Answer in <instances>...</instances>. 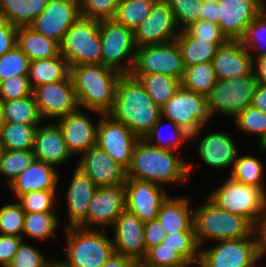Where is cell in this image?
<instances>
[{"label": "cell", "mask_w": 266, "mask_h": 267, "mask_svg": "<svg viewBox=\"0 0 266 267\" xmlns=\"http://www.w3.org/2000/svg\"><path fill=\"white\" fill-rule=\"evenodd\" d=\"M192 169L193 164L179 157L177 151L153 147L144 139H139L134 146L126 177L162 186L187 182Z\"/></svg>", "instance_id": "6da1fadb"}, {"label": "cell", "mask_w": 266, "mask_h": 267, "mask_svg": "<svg viewBox=\"0 0 266 267\" xmlns=\"http://www.w3.org/2000/svg\"><path fill=\"white\" fill-rule=\"evenodd\" d=\"M108 114L126 125L139 139H144L161 117L160 107L153 103L142 84L131 74L120 77L114 104Z\"/></svg>", "instance_id": "7a4b0ae2"}, {"label": "cell", "mask_w": 266, "mask_h": 267, "mask_svg": "<svg viewBox=\"0 0 266 267\" xmlns=\"http://www.w3.org/2000/svg\"><path fill=\"white\" fill-rule=\"evenodd\" d=\"M121 73L103 64L70 67V77L79 107L98 114H108L114 104Z\"/></svg>", "instance_id": "3957f363"}, {"label": "cell", "mask_w": 266, "mask_h": 267, "mask_svg": "<svg viewBox=\"0 0 266 267\" xmlns=\"http://www.w3.org/2000/svg\"><path fill=\"white\" fill-rule=\"evenodd\" d=\"M193 225L200 248L207 240L240 239L257 230L246 218L218 208L209 199L194 209Z\"/></svg>", "instance_id": "277c9868"}, {"label": "cell", "mask_w": 266, "mask_h": 267, "mask_svg": "<svg viewBox=\"0 0 266 267\" xmlns=\"http://www.w3.org/2000/svg\"><path fill=\"white\" fill-rule=\"evenodd\" d=\"M218 208L246 218L256 229L266 209V193L259 187L227 178L207 197Z\"/></svg>", "instance_id": "5b68a950"}, {"label": "cell", "mask_w": 266, "mask_h": 267, "mask_svg": "<svg viewBox=\"0 0 266 267\" xmlns=\"http://www.w3.org/2000/svg\"><path fill=\"white\" fill-rule=\"evenodd\" d=\"M66 259L70 267H101L114 253L112 239L101 229L72 227L65 230Z\"/></svg>", "instance_id": "8992f818"}, {"label": "cell", "mask_w": 266, "mask_h": 267, "mask_svg": "<svg viewBox=\"0 0 266 267\" xmlns=\"http://www.w3.org/2000/svg\"><path fill=\"white\" fill-rule=\"evenodd\" d=\"M259 80L254 71L246 76L218 80L206 96L210 117L214 114L233 119L252 103Z\"/></svg>", "instance_id": "52a82bcc"}, {"label": "cell", "mask_w": 266, "mask_h": 267, "mask_svg": "<svg viewBox=\"0 0 266 267\" xmlns=\"http://www.w3.org/2000/svg\"><path fill=\"white\" fill-rule=\"evenodd\" d=\"M100 21L80 16L65 32L59 54L69 66L101 64Z\"/></svg>", "instance_id": "ba28073f"}, {"label": "cell", "mask_w": 266, "mask_h": 267, "mask_svg": "<svg viewBox=\"0 0 266 267\" xmlns=\"http://www.w3.org/2000/svg\"><path fill=\"white\" fill-rule=\"evenodd\" d=\"M161 117L171 120L190 136V142L198 139L210 121L206 96L180 89L163 106Z\"/></svg>", "instance_id": "9c48e42d"}, {"label": "cell", "mask_w": 266, "mask_h": 267, "mask_svg": "<svg viewBox=\"0 0 266 267\" xmlns=\"http://www.w3.org/2000/svg\"><path fill=\"white\" fill-rule=\"evenodd\" d=\"M101 64L124 74L132 72L136 45L133 30L114 19L100 21ZM123 61H125V64Z\"/></svg>", "instance_id": "30bf717a"}, {"label": "cell", "mask_w": 266, "mask_h": 267, "mask_svg": "<svg viewBox=\"0 0 266 267\" xmlns=\"http://www.w3.org/2000/svg\"><path fill=\"white\" fill-rule=\"evenodd\" d=\"M260 261L257 230L250 236L233 240L217 241V244L200 248V267H252Z\"/></svg>", "instance_id": "8fae6325"}, {"label": "cell", "mask_w": 266, "mask_h": 267, "mask_svg": "<svg viewBox=\"0 0 266 267\" xmlns=\"http://www.w3.org/2000/svg\"><path fill=\"white\" fill-rule=\"evenodd\" d=\"M185 71L177 41L136 48L135 63L130 74L161 73L181 80Z\"/></svg>", "instance_id": "7c38bea8"}, {"label": "cell", "mask_w": 266, "mask_h": 267, "mask_svg": "<svg viewBox=\"0 0 266 267\" xmlns=\"http://www.w3.org/2000/svg\"><path fill=\"white\" fill-rule=\"evenodd\" d=\"M99 116L96 145L127 171L139 138L126 125L114 120L109 114Z\"/></svg>", "instance_id": "4fadbf2b"}, {"label": "cell", "mask_w": 266, "mask_h": 267, "mask_svg": "<svg viewBox=\"0 0 266 267\" xmlns=\"http://www.w3.org/2000/svg\"><path fill=\"white\" fill-rule=\"evenodd\" d=\"M180 30L166 0L155 1L150 14L133 30L137 48L176 40Z\"/></svg>", "instance_id": "5bb4252c"}, {"label": "cell", "mask_w": 266, "mask_h": 267, "mask_svg": "<svg viewBox=\"0 0 266 267\" xmlns=\"http://www.w3.org/2000/svg\"><path fill=\"white\" fill-rule=\"evenodd\" d=\"M33 95L43 121H55L80 108L70 75L65 80L36 87Z\"/></svg>", "instance_id": "9a60e30c"}, {"label": "cell", "mask_w": 266, "mask_h": 267, "mask_svg": "<svg viewBox=\"0 0 266 267\" xmlns=\"http://www.w3.org/2000/svg\"><path fill=\"white\" fill-rule=\"evenodd\" d=\"M125 207V182L114 186L98 187L89 205L87 220L80 227L88 229H98V226L112 227Z\"/></svg>", "instance_id": "2e32d148"}, {"label": "cell", "mask_w": 266, "mask_h": 267, "mask_svg": "<svg viewBox=\"0 0 266 267\" xmlns=\"http://www.w3.org/2000/svg\"><path fill=\"white\" fill-rule=\"evenodd\" d=\"M218 25L228 40H241L251 21L266 7L264 0H220Z\"/></svg>", "instance_id": "e0dca14e"}, {"label": "cell", "mask_w": 266, "mask_h": 267, "mask_svg": "<svg viewBox=\"0 0 266 267\" xmlns=\"http://www.w3.org/2000/svg\"><path fill=\"white\" fill-rule=\"evenodd\" d=\"M80 16L79 0H49L44 11L29 26L60 44L65 32Z\"/></svg>", "instance_id": "ac0fdd59"}, {"label": "cell", "mask_w": 266, "mask_h": 267, "mask_svg": "<svg viewBox=\"0 0 266 267\" xmlns=\"http://www.w3.org/2000/svg\"><path fill=\"white\" fill-rule=\"evenodd\" d=\"M144 223L126 208L120 213L113 226L114 252L141 263L146 255Z\"/></svg>", "instance_id": "d6986e66"}, {"label": "cell", "mask_w": 266, "mask_h": 267, "mask_svg": "<svg viewBox=\"0 0 266 267\" xmlns=\"http://www.w3.org/2000/svg\"><path fill=\"white\" fill-rule=\"evenodd\" d=\"M126 209L141 221L157 219L162 202L168 197L159 184L126 178Z\"/></svg>", "instance_id": "ffe728a7"}, {"label": "cell", "mask_w": 266, "mask_h": 267, "mask_svg": "<svg viewBox=\"0 0 266 267\" xmlns=\"http://www.w3.org/2000/svg\"><path fill=\"white\" fill-rule=\"evenodd\" d=\"M66 192L67 220L66 229L80 227L86 220L89 205L98 188L83 170L76 166Z\"/></svg>", "instance_id": "44dd1931"}, {"label": "cell", "mask_w": 266, "mask_h": 267, "mask_svg": "<svg viewBox=\"0 0 266 267\" xmlns=\"http://www.w3.org/2000/svg\"><path fill=\"white\" fill-rule=\"evenodd\" d=\"M77 166L98 187L114 186L126 182V170L98 145L83 153Z\"/></svg>", "instance_id": "7402d4cb"}, {"label": "cell", "mask_w": 266, "mask_h": 267, "mask_svg": "<svg viewBox=\"0 0 266 267\" xmlns=\"http://www.w3.org/2000/svg\"><path fill=\"white\" fill-rule=\"evenodd\" d=\"M79 108L66 116L55 120L60 126L64 140L71 154L80 156L96 145L97 124L92 122L88 114Z\"/></svg>", "instance_id": "603a6c76"}, {"label": "cell", "mask_w": 266, "mask_h": 267, "mask_svg": "<svg viewBox=\"0 0 266 267\" xmlns=\"http://www.w3.org/2000/svg\"><path fill=\"white\" fill-rule=\"evenodd\" d=\"M37 126L33 153L35 159L52 166L66 163L73 155L64 140V135L56 121Z\"/></svg>", "instance_id": "cb8c5ba5"}, {"label": "cell", "mask_w": 266, "mask_h": 267, "mask_svg": "<svg viewBox=\"0 0 266 267\" xmlns=\"http://www.w3.org/2000/svg\"><path fill=\"white\" fill-rule=\"evenodd\" d=\"M212 65L218 80L246 76L253 71L251 55L241 40H228L220 45Z\"/></svg>", "instance_id": "d4e9b609"}, {"label": "cell", "mask_w": 266, "mask_h": 267, "mask_svg": "<svg viewBox=\"0 0 266 267\" xmlns=\"http://www.w3.org/2000/svg\"><path fill=\"white\" fill-rule=\"evenodd\" d=\"M199 157L208 167L221 169L232 166L238 156V149L231 134L210 132L198 145Z\"/></svg>", "instance_id": "484cf974"}, {"label": "cell", "mask_w": 266, "mask_h": 267, "mask_svg": "<svg viewBox=\"0 0 266 267\" xmlns=\"http://www.w3.org/2000/svg\"><path fill=\"white\" fill-rule=\"evenodd\" d=\"M59 175L54 166L35 159L10 182L8 187L17 199L23 194L36 190H59L57 188L60 182Z\"/></svg>", "instance_id": "4316f807"}, {"label": "cell", "mask_w": 266, "mask_h": 267, "mask_svg": "<svg viewBox=\"0 0 266 267\" xmlns=\"http://www.w3.org/2000/svg\"><path fill=\"white\" fill-rule=\"evenodd\" d=\"M188 197H168L162 202L157 219L163 226L166 235L178 232H195L194 208ZM192 209V210H191Z\"/></svg>", "instance_id": "83f0119b"}, {"label": "cell", "mask_w": 266, "mask_h": 267, "mask_svg": "<svg viewBox=\"0 0 266 267\" xmlns=\"http://www.w3.org/2000/svg\"><path fill=\"white\" fill-rule=\"evenodd\" d=\"M16 45L27 55L30 61L55 58L59 55V44L30 26L18 27Z\"/></svg>", "instance_id": "f1b7e54d"}, {"label": "cell", "mask_w": 266, "mask_h": 267, "mask_svg": "<svg viewBox=\"0 0 266 267\" xmlns=\"http://www.w3.org/2000/svg\"><path fill=\"white\" fill-rule=\"evenodd\" d=\"M69 75L70 66L61 54L55 58L30 61L28 78L33 90L43 84L65 80Z\"/></svg>", "instance_id": "f546056e"}, {"label": "cell", "mask_w": 266, "mask_h": 267, "mask_svg": "<svg viewBox=\"0 0 266 267\" xmlns=\"http://www.w3.org/2000/svg\"><path fill=\"white\" fill-rule=\"evenodd\" d=\"M49 0H0V18L12 25L29 26L47 7Z\"/></svg>", "instance_id": "4dcf8cb0"}, {"label": "cell", "mask_w": 266, "mask_h": 267, "mask_svg": "<svg viewBox=\"0 0 266 267\" xmlns=\"http://www.w3.org/2000/svg\"><path fill=\"white\" fill-rule=\"evenodd\" d=\"M184 66L212 62L218 46L209 40L190 37L184 30L176 38Z\"/></svg>", "instance_id": "1f68e13d"}, {"label": "cell", "mask_w": 266, "mask_h": 267, "mask_svg": "<svg viewBox=\"0 0 266 267\" xmlns=\"http://www.w3.org/2000/svg\"><path fill=\"white\" fill-rule=\"evenodd\" d=\"M131 75L138 79L153 103L159 107L173 97L181 87V80L161 73Z\"/></svg>", "instance_id": "d6a6232c"}, {"label": "cell", "mask_w": 266, "mask_h": 267, "mask_svg": "<svg viewBox=\"0 0 266 267\" xmlns=\"http://www.w3.org/2000/svg\"><path fill=\"white\" fill-rule=\"evenodd\" d=\"M2 104L5 122L24 125L43 123L33 94L20 99L2 101Z\"/></svg>", "instance_id": "836d02e7"}, {"label": "cell", "mask_w": 266, "mask_h": 267, "mask_svg": "<svg viewBox=\"0 0 266 267\" xmlns=\"http://www.w3.org/2000/svg\"><path fill=\"white\" fill-rule=\"evenodd\" d=\"M218 81L212 62L185 67L181 87L207 96Z\"/></svg>", "instance_id": "e575fe53"}, {"label": "cell", "mask_w": 266, "mask_h": 267, "mask_svg": "<svg viewBox=\"0 0 266 267\" xmlns=\"http://www.w3.org/2000/svg\"><path fill=\"white\" fill-rule=\"evenodd\" d=\"M37 126L5 122L0 131L3 149L33 150Z\"/></svg>", "instance_id": "d590c367"}, {"label": "cell", "mask_w": 266, "mask_h": 267, "mask_svg": "<svg viewBox=\"0 0 266 267\" xmlns=\"http://www.w3.org/2000/svg\"><path fill=\"white\" fill-rule=\"evenodd\" d=\"M264 165L261 160L251 155L237 156L230 175L234 181L261 188L266 193Z\"/></svg>", "instance_id": "8d00e7d4"}, {"label": "cell", "mask_w": 266, "mask_h": 267, "mask_svg": "<svg viewBox=\"0 0 266 267\" xmlns=\"http://www.w3.org/2000/svg\"><path fill=\"white\" fill-rule=\"evenodd\" d=\"M55 212H25L24 235L37 240H46L48 237H55L60 219Z\"/></svg>", "instance_id": "74e56055"}, {"label": "cell", "mask_w": 266, "mask_h": 267, "mask_svg": "<svg viewBox=\"0 0 266 267\" xmlns=\"http://www.w3.org/2000/svg\"><path fill=\"white\" fill-rule=\"evenodd\" d=\"M164 118L160 117L159 120L151 128L150 132L144 137V140L151 146L166 149L170 151H179L180 147L187 142H190V136L184 132L177 124L171 120H167L169 126L172 128V134L165 137L162 122ZM186 142V143H185Z\"/></svg>", "instance_id": "f35d334b"}, {"label": "cell", "mask_w": 266, "mask_h": 267, "mask_svg": "<svg viewBox=\"0 0 266 267\" xmlns=\"http://www.w3.org/2000/svg\"><path fill=\"white\" fill-rule=\"evenodd\" d=\"M241 42L252 61L266 55V7L247 26Z\"/></svg>", "instance_id": "ab89813d"}, {"label": "cell", "mask_w": 266, "mask_h": 267, "mask_svg": "<svg viewBox=\"0 0 266 267\" xmlns=\"http://www.w3.org/2000/svg\"><path fill=\"white\" fill-rule=\"evenodd\" d=\"M154 0H121L114 20L134 30L151 12Z\"/></svg>", "instance_id": "60d3db41"}, {"label": "cell", "mask_w": 266, "mask_h": 267, "mask_svg": "<svg viewBox=\"0 0 266 267\" xmlns=\"http://www.w3.org/2000/svg\"><path fill=\"white\" fill-rule=\"evenodd\" d=\"M162 243L177 252L189 265L199 263L200 247L195 232H178L166 235Z\"/></svg>", "instance_id": "b9f144b4"}, {"label": "cell", "mask_w": 266, "mask_h": 267, "mask_svg": "<svg viewBox=\"0 0 266 267\" xmlns=\"http://www.w3.org/2000/svg\"><path fill=\"white\" fill-rule=\"evenodd\" d=\"M35 160L33 150H6L0 156V175L10 182Z\"/></svg>", "instance_id": "7bdbcfd3"}, {"label": "cell", "mask_w": 266, "mask_h": 267, "mask_svg": "<svg viewBox=\"0 0 266 267\" xmlns=\"http://www.w3.org/2000/svg\"><path fill=\"white\" fill-rule=\"evenodd\" d=\"M236 128L241 132L255 134L260 145L266 138V113L253 106L246 107L234 119Z\"/></svg>", "instance_id": "ee69618b"}, {"label": "cell", "mask_w": 266, "mask_h": 267, "mask_svg": "<svg viewBox=\"0 0 266 267\" xmlns=\"http://www.w3.org/2000/svg\"><path fill=\"white\" fill-rule=\"evenodd\" d=\"M30 60L15 45L0 57V82L13 76L28 75Z\"/></svg>", "instance_id": "f6af8a7d"}, {"label": "cell", "mask_w": 266, "mask_h": 267, "mask_svg": "<svg viewBox=\"0 0 266 267\" xmlns=\"http://www.w3.org/2000/svg\"><path fill=\"white\" fill-rule=\"evenodd\" d=\"M141 264L145 267H189L190 265L175 251L160 243L146 252Z\"/></svg>", "instance_id": "bcb514c9"}, {"label": "cell", "mask_w": 266, "mask_h": 267, "mask_svg": "<svg viewBox=\"0 0 266 267\" xmlns=\"http://www.w3.org/2000/svg\"><path fill=\"white\" fill-rule=\"evenodd\" d=\"M180 31L200 20L202 0H166Z\"/></svg>", "instance_id": "7dc6e473"}, {"label": "cell", "mask_w": 266, "mask_h": 267, "mask_svg": "<svg viewBox=\"0 0 266 267\" xmlns=\"http://www.w3.org/2000/svg\"><path fill=\"white\" fill-rule=\"evenodd\" d=\"M25 212L20 203H9L1 207L0 234L23 236Z\"/></svg>", "instance_id": "c3c4849f"}, {"label": "cell", "mask_w": 266, "mask_h": 267, "mask_svg": "<svg viewBox=\"0 0 266 267\" xmlns=\"http://www.w3.org/2000/svg\"><path fill=\"white\" fill-rule=\"evenodd\" d=\"M56 190L33 191L18 198L24 212H53L56 203Z\"/></svg>", "instance_id": "681fc988"}, {"label": "cell", "mask_w": 266, "mask_h": 267, "mask_svg": "<svg viewBox=\"0 0 266 267\" xmlns=\"http://www.w3.org/2000/svg\"><path fill=\"white\" fill-rule=\"evenodd\" d=\"M121 0H79L80 15L94 20L113 19Z\"/></svg>", "instance_id": "f907efd6"}, {"label": "cell", "mask_w": 266, "mask_h": 267, "mask_svg": "<svg viewBox=\"0 0 266 267\" xmlns=\"http://www.w3.org/2000/svg\"><path fill=\"white\" fill-rule=\"evenodd\" d=\"M33 94L28 75L13 76L0 82V100L10 101Z\"/></svg>", "instance_id": "816d5d0a"}, {"label": "cell", "mask_w": 266, "mask_h": 267, "mask_svg": "<svg viewBox=\"0 0 266 267\" xmlns=\"http://www.w3.org/2000/svg\"><path fill=\"white\" fill-rule=\"evenodd\" d=\"M25 240L21 242L8 267H45L49 258Z\"/></svg>", "instance_id": "f5cc1de1"}, {"label": "cell", "mask_w": 266, "mask_h": 267, "mask_svg": "<svg viewBox=\"0 0 266 267\" xmlns=\"http://www.w3.org/2000/svg\"><path fill=\"white\" fill-rule=\"evenodd\" d=\"M184 31L190 37L209 40L214 42L218 47L228 41L220 26L210 21H196L185 28Z\"/></svg>", "instance_id": "db71d44e"}, {"label": "cell", "mask_w": 266, "mask_h": 267, "mask_svg": "<svg viewBox=\"0 0 266 267\" xmlns=\"http://www.w3.org/2000/svg\"><path fill=\"white\" fill-rule=\"evenodd\" d=\"M23 237L0 234V267H8Z\"/></svg>", "instance_id": "11a10c76"}, {"label": "cell", "mask_w": 266, "mask_h": 267, "mask_svg": "<svg viewBox=\"0 0 266 267\" xmlns=\"http://www.w3.org/2000/svg\"><path fill=\"white\" fill-rule=\"evenodd\" d=\"M166 232L158 219L149 220L144 223V239L146 251L164 240Z\"/></svg>", "instance_id": "9f6ffc18"}, {"label": "cell", "mask_w": 266, "mask_h": 267, "mask_svg": "<svg viewBox=\"0 0 266 267\" xmlns=\"http://www.w3.org/2000/svg\"><path fill=\"white\" fill-rule=\"evenodd\" d=\"M18 27L0 18V57L16 45Z\"/></svg>", "instance_id": "6f0895ef"}, {"label": "cell", "mask_w": 266, "mask_h": 267, "mask_svg": "<svg viewBox=\"0 0 266 267\" xmlns=\"http://www.w3.org/2000/svg\"><path fill=\"white\" fill-rule=\"evenodd\" d=\"M218 5L202 0V10L200 13V20L210 21L212 23L218 24L217 16Z\"/></svg>", "instance_id": "680465c9"}, {"label": "cell", "mask_w": 266, "mask_h": 267, "mask_svg": "<svg viewBox=\"0 0 266 267\" xmlns=\"http://www.w3.org/2000/svg\"><path fill=\"white\" fill-rule=\"evenodd\" d=\"M135 264L133 259L114 252L101 267H134Z\"/></svg>", "instance_id": "91938a15"}, {"label": "cell", "mask_w": 266, "mask_h": 267, "mask_svg": "<svg viewBox=\"0 0 266 267\" xmlns=\"http://www.w3.org/2000/svg\"><path fill=\"white\" fill-rule=\"evenodd\" d=\"M251 106L266 113V84L259 83Z\"/></svg>", "instance_id": "94428289"}, {"label": "cell", "mask_w": 266, "mask_h": 267, "mask_svg": "<svg viewBox=\"0 0 266 267\" xmlns=\"http://www.w3.org/2000/svg\"><path fill=\"white\" fill-rule=\"evenodd\" d=\"M253 71L255 72L259 83L266 84V55L253 61Z\"/></svg>", "instance_id": "6125c7cd"}, {"label": "cell", "mask_w": 266, "mask_h": 267, "mask_svg": "<svg viewBox=\"0 0 266 267\" xmlns=\"http://www.w3.org/2000/svg\"><path fill=\"white\" fill-rule=\"evenodd\" d=\"M259 236V248H260V259L266 254V209L262 217V221L257 227Z\"/></svg>", "instance_id": "be15d7a7"}, {"label": "cell", "mask_w": 266, "mask_h": 267, "mask_svg": "<svg viewBox=\"0 0 266 267\" xmlns=\"http://www.w3.org/2000/svg\"><path fill=\"white\" fill-rule=\"evenodd\" d=\"M45 267H70L69 264L64 261H56V259H48Z\"/></svg>", "instance_id": "e7e4bbea"}, {"label": "cell", "mask_w": 266, "mask_h": 267, "mask_svg": "<svg viewBox=\"0 0 266 267\" xmlns=\"http://www.w3.org/2000/svg\"><path fill=\"white\" fill-rule=\"evenodd\" d=\"M4 124H5V119L3 113V104L2 101L0 100V131Z\"/></svg>", "instance_id": "03108f58"}, {"label": "cell", "mask_w": 266, "mask_h": 267, "mask_svg": "<svg viewBox=\"0 0 266 267\" xmlns=\"http://www.w3.org/2000/svg\"><path fill=\"white\" fill-rule=\"evenodd\" d=\"M259 148H261L262 149V151H266V138H265V140L259 145Z\"/></svg>", "instance_id": "003e7915"}, {"label": "cell", "mask_w": 266, "mask_h": 267, "mask_svg": "<svg viewBox=\"0 0 266 267\" xmlns=\"http://www.w3.org/2000/svg\"><path fill=\"white\" fill-rule=\"evenodd\" d=\"M203 1H208V2H211V3H214V4H218V2H219L220 0H203Z\"/></svg>", "instance_id": "a7ac6f4b"}, {"label": "cell", "mask_w": 266, "mask_h": 267, "mask_svg": "<svg viewBox=\"0 0 266 267\" xmlns=\"http://www.w3.org/2000/svg\"><path fill=\"white\" fill-rule=\"evenodd\" d=\"M3 147H2V142H1V140H0V156L2 155V152H3Z\"/></svg>", "instance_id": "89a4df30"}, {"label": "cell", "mask_w": 266, "mask_h": 267, "mask_svg": "<svg viewBox=\"0 0 266 267\" xmlns=\"http://www.w3.org/2000/svg\"><path fill=\"white\" fill-rule=\"evenodd\" d=\"M134 267H145V266H143L141 263H136V264L134 265Z\"/></svg>", "instance_id": "2644e50d"}, {"label": "cell", "mask_w": 266, "mask_h": 267, "mask_svg": "<svg viewBox=\"0 0 266 267\" xmlns=\"http://www.w3.org/2000/svg\"><path fill=\"white\" fill-rule=\"evenodd\" d=\"M256 264H257V263H255V264H254L252 267H261V266H259V265H258V266H256Z\"/></svg>", "instance_id": "8c879c8a"}]
</instances>
